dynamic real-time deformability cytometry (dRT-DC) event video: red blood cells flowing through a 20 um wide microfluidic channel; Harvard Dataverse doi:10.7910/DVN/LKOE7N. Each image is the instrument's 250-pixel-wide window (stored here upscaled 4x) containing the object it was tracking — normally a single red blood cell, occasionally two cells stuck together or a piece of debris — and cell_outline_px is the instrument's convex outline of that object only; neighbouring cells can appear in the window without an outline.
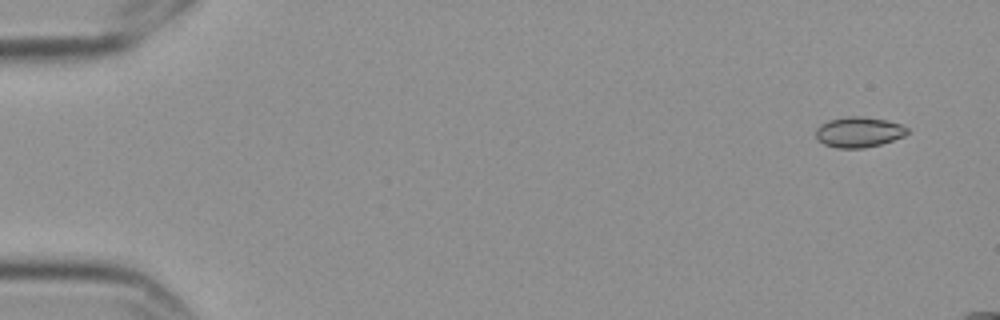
{"species": "Egyptian fruit bat (a non-hibernating species)", "species_latin": "Rousettus aegyptiacus", "temperature_condition": "cold", "stored_images_in_passage": 4, "camera_frame_rate_fps": 3000, "um_per_image_px": 0.085, "frame": {"image": 1, "passage_image": 1, "time_ms": 0.0, "image_size_px": [1000, 320], "cell_outline_px": [[908, 132], [904, 136], [880, 144], [864, 148], [836, 148], [824, 144], [816, 140], [816, 128], [820, 124], [828, 120], [848, 116], [864, 116], [884, 120], [900, 124], [908, 128]], "centroid_in_image_um": [72.95, 11.23], "position_along_channel_um": 12.0, "area_um2": 16.24}}